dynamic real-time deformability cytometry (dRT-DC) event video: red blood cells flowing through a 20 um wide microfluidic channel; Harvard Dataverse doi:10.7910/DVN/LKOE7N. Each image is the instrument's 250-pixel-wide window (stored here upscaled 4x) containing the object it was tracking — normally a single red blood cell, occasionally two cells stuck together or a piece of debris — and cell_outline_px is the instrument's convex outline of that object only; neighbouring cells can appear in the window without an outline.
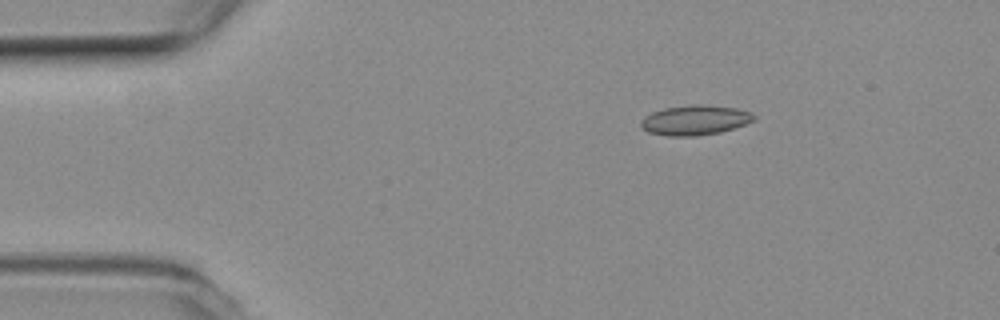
{"species": "common noctule bat (a hibernating species)", "species_latin": "Nyctalus noctula", "temperature_condition": "room temperature", "stored_images_in_passage": 7, "camera_frame_rate_fps": 3000, "um_per_image_px": 0.085, "animal": {"sex": "female", "body_mass_g": 19.3, "forearm_length_mm": 54.1}, "frame": {"image": 1, "passage_image": 2, "time_ms": 0.333, "image_size_px": [1000, 320], "cell_outline_px": [[756, 120], [720, 132], [696, 136], [668, 136], [648, 132], [640, 128], [640, 120], [644, 116], [652, 112], [664, 108], [692, 104], [700, 104], [736, 108], [752, 112], [756, 116]], "centroid_in_image_um": [59.05, 10.21], "position_along_channel_um": 26.0, "area_um2": 19.83}}
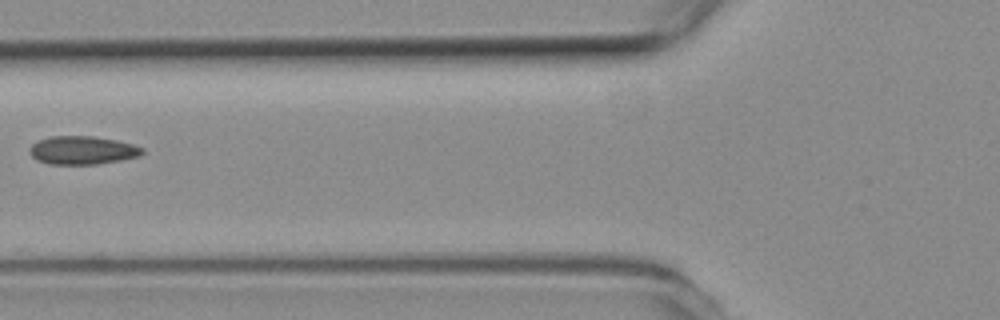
{"frame": {"image": 2, "passage_image": 5, "time_ms": 1.333, "image_size_px": [1000, 320], "cell_outline_px": [[144, 152], [140, 156], [120, 160], [96, 164], [48, 164], [36, 160], [28, 152], [28, 148], [32, 144], [40, 140], [52, 136], [92, 136], [116, 140], [132, 144], [144, 148]], "centroid_in_image_um": [6.99, 12.77], "position_along_channel_um": 118.8, "area_um2": 18.61}}
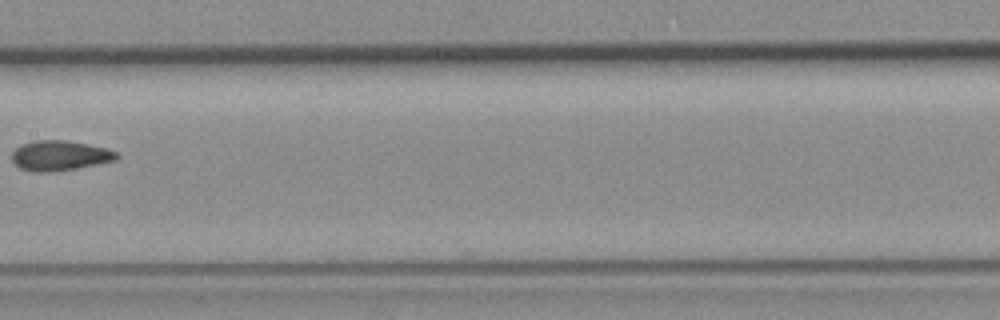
{"frame": {"image": 3, "passage_image": 7, "time_ms": 2.0, "image_size_px": [1000, 320], "cell_outline_px": [[120, 156], [116, 160], [76, 168], [52, 172], [32, 172], [20, 168], [12, 160], [12, 152], [20, 144], [36, 140], [64, 140], [88, 144], [108, 148], [120, 152]], "centroid_in_image_um": [5.1, 13.22], "position_along_channel_um": 202.3, "area_um2": 18.5}}